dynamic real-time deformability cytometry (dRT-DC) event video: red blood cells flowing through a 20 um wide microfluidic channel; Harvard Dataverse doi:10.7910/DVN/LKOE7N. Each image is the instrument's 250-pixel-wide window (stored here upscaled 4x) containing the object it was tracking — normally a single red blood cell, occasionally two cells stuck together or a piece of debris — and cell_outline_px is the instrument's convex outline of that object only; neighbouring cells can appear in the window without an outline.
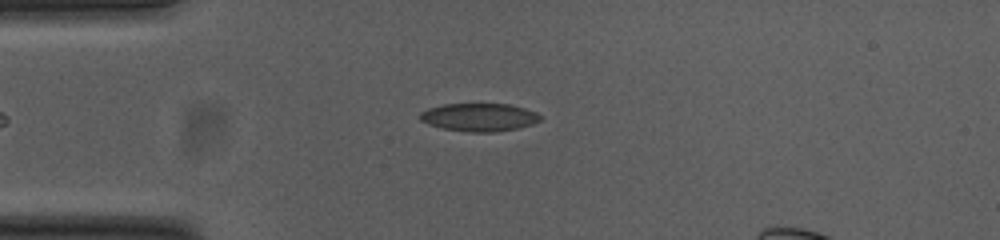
{"species": "common noctule bat (a hibernating species)", "species_latin": "Nyctalus noctula", "temperature_condition": "cold", "stored_images_in_passage": 46, "camera_frame_rate_fps": 3000, "um_per_image_px": 0.085, "animal": {"sex": "female", "body_mass_g": 23.0, "forearm_length_mm": 53.4}, "frame": {"image": 1, "passage_image": 10, "time_ms": 3.0, "image_size_px": [1000, 240], "cell_outline_px": [[540, 120], [532, 124], [516, 128], [492, 132], [472, 132], [444, 128], [428, 124], [420, 120], [420, 112], [428, 108], [444, 104], [508, 104], [524, 108], [536, 112], [540, 116]], "centroid_in_image_um": [40.71, 9.96], "position_along_channel_um": 44.3, "area_um2": 19.36}}
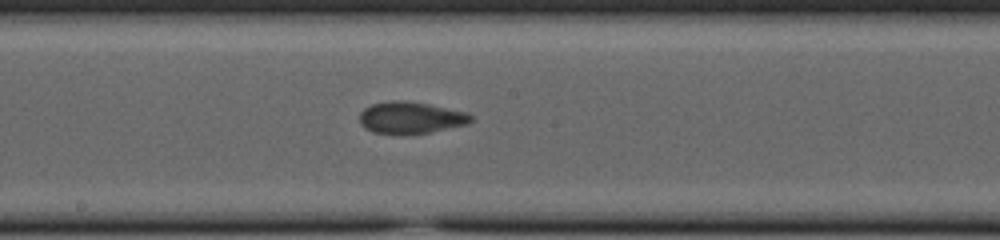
{"frame": {"image": 2, "passage_image": 25, "time_ms": 8.0, "image_size_px": [1000, 240], "cell_outline_px": [[472, 120], [468, 124], [428, 132], [372, 132], [364, 128], [360, 124], [360, 112], [364, 108], [372, 104], [392, 100], [404, 100], [428, 104], [468, 112], [472, 116]], "centroid_in_image_um": [34.91, 9.97], "position_along_channel_um": 213.3, "area_um2": 20.17}}
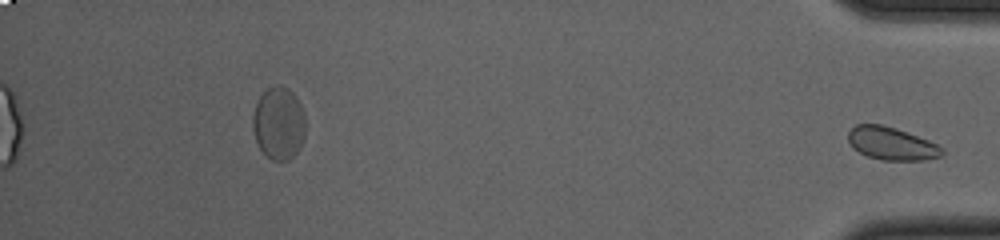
{"frame": {"image": 3, "passage_image": 46, "time_ms": 15.0, "image_size_px": [1000, 240], "cell_outline_px": [[944, 152], [940, 156], [928, 160], [884, 160], [868, 156], [852, 148], [848, 140], [848, 132], [856, 124], [880, 124], [896, 128], [928, 140], [944, 148]], "centroid_in_image_um": [75.78, 12.2], "position_along_channel_um": 359.4, "area_um2": 17.92}}